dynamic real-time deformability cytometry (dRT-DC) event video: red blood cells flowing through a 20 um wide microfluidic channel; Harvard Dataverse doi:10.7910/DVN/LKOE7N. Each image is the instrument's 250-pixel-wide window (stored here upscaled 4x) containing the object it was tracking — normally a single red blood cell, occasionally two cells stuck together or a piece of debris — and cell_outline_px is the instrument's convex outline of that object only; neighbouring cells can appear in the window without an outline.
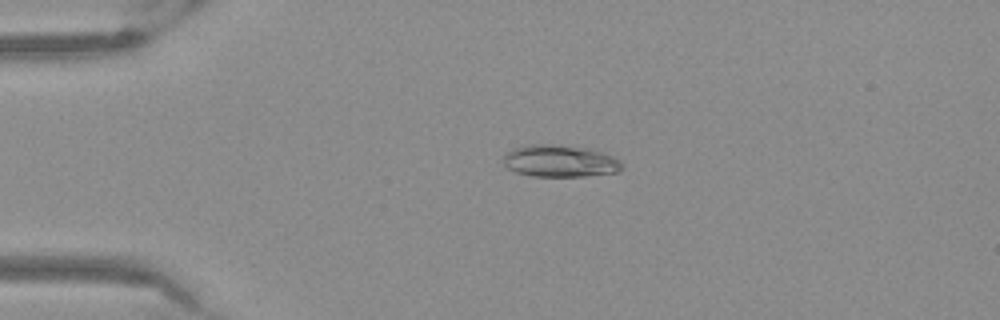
{"species": "Egyptian fruit bat (a non-hibernating species)", "species_latin": "Rousettus aegyptiacus", "temperature_condition": "warm", "stored_images_in_passage": 51, "camera_frame_rate_fps": 3000, "um_per_image_px": 0.085, "frame": {"image": 1, "passage_image": 11, "time_ms": 3.333, "image_size_px": [1000, 320], "cell_outline_px": [[624, 168], [616, 172], [584, 176], [532, 176], [516, 172], [508, 168], [504, 164], [504, 152], [512, 148], [528, 144], [552, 144], [588, 148], [604, 152], [620, 160], [624, 164]], "centroid_in_image_um": [47.6, 13.67], "position_along_channel_um": 37.4, "area_um2": 22.37}}
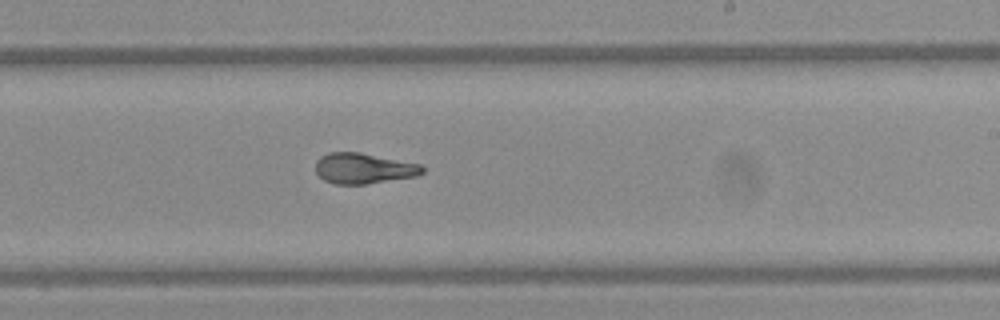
{"frame": {"image": 2, "passage_image": 31, "time_ms": 10.0, "image_size_px": [1000, 320], "cell_outline_px": [[424, 172], [416, 176], [364, 184], [336, 184], [324, 180], [316, 172], [316, 160], [320, 156], [328, 152], [360, 152], [420, 164], [424, 168]], "centroid_in_image_um": [30.89, 14.3], "position_along_channel_um": 258.1, "area_um2": 18.96}}
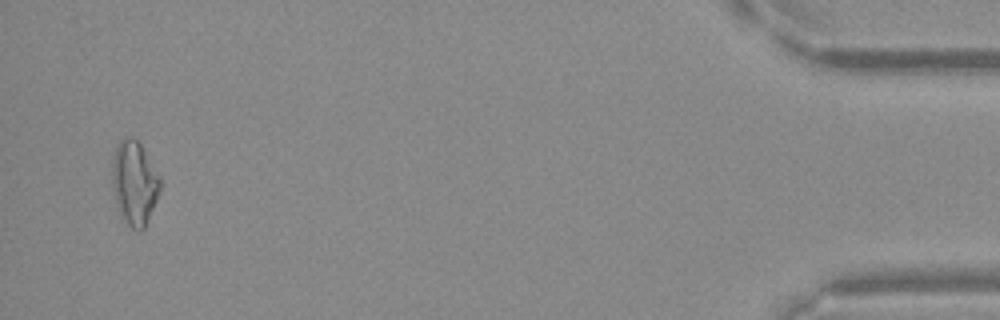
{"frame": {"image": 3, "passage_image": 50, "time_ms": 16.333, "image_size_px": [1000, 320], "cell_outline_px": [[160, 192], [144, 228], [140, 232], [132, 228], [120, 216], [112, 188], [112, 156], [120, 140], [132, 136], [140, 144], [160, 176]], "centroid_in_image_um": [11.41, 15.56], "position_along_channel_um": 423.8, "area_um2": 23.41}}